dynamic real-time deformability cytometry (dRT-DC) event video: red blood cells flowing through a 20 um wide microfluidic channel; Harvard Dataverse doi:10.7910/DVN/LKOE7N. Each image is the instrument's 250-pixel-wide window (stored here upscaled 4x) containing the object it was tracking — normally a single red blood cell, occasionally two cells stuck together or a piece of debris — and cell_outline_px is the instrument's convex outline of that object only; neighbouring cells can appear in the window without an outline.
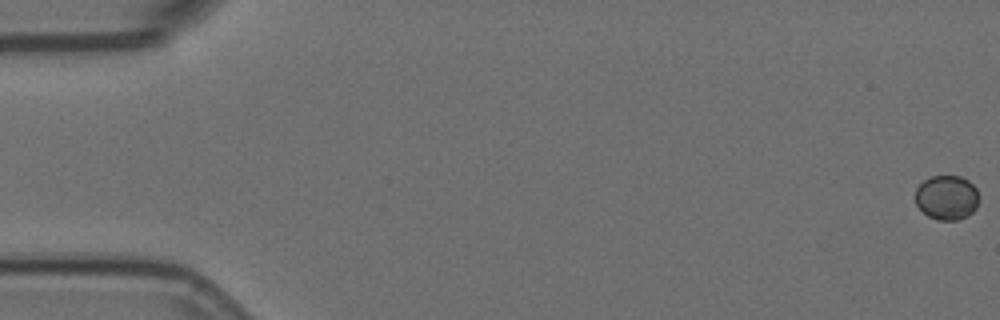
{"species": "Egyptian fruit bat (a non-hibernating species)", "species_latin": "Rousettus aegyptiacus", "temperature_condition": "room temperature", "stored_images_in_passage": 6, "camera_frame_rate_fps": 3000, "um_per_image_px": 0.085, "animal": {"sex": "female"}, "frame": {"image": 1, "passage_image": 1, "time_ms": 0.0, "image_size_px": [1000, 320], "cell_outline_px": [[980, 196], [976, 208], [968, 216], [956, 220], [936, 220], [928, 216], [916, 204], [916, 188], [924, 180], [932, 176], [960, 176], [968, 180], [976, 188]], "centroid_in_image_um": [80.5, 16.79], "position_along_channel_um": 4.5, "area_um2": 16.59}}
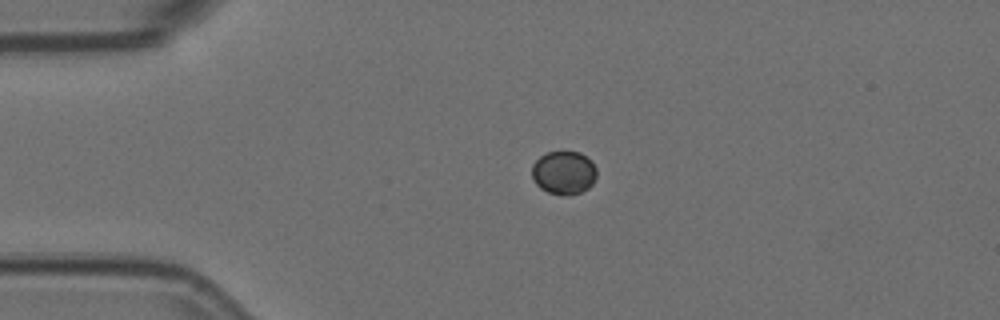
{"frame": {"image": 2, "passage_image": 5, "time_ms": 1.333, "image_size_px": [1000, 320], "cell_outline_px": [[596, 176], [592, 184], [588, 188], [580, 192], [568, 196], [564, 196], [548, 192], [540, 188], [532, 180], [532, 164], [540, 156], [548, 152], [580, 152], [596, 168]], "centroid_in_image_um": [47.89, 14.7], "position_along_channel_um": 37.1, "area_um2": 16.3}}